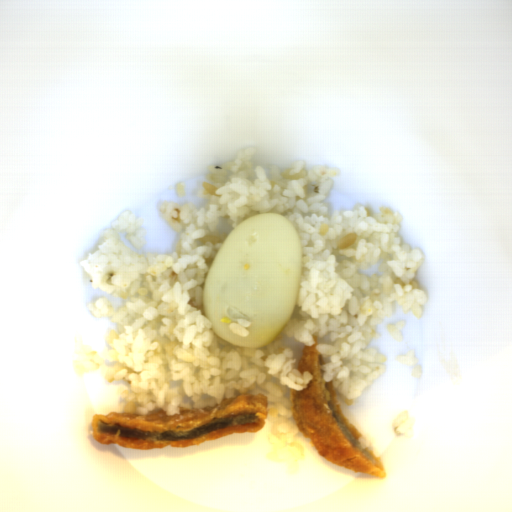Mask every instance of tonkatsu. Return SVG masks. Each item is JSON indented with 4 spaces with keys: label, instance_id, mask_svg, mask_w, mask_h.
I'll return each instance as SVG.
<instances>
[{
    "label": "tonkatsu",
    "instance_id": "d4beea91",
    "mask_svg": "<svg viewBox=\"0 0 512 512\" xmlns=\"http://www.w3.org/2000/svg\"><path fill=\"white\" fill-rule=\"evenodd\" d=\"M269 419L268 397L241 393L214 407L184 410L167 415L162 409L151 415H126L118 411L95 414L91 437L103 445L127 449H187L204 441L231 434L255 433Z\"/></svg>",
    "mask_w": 512,
    "mask_h": 512
},
{
    "label": "tonkatsu",
    "instance_id": "3a3dc1c2",
    "mask_svg": "<svg viewBox=\"0 0 512 512\" xmlns=\"http://www.w3.org/2000/svg\"><path fill=\"white\" fill-rule=\"evenodd\" d=\"M315 344L303 346L297 369L303 375L309 371L312 379L307 388L290 389L289 399L295 424L303 437L310 439L318 455L348 468L355 473H366L387 478L384 463L362 433L344 414L337 398L333 380H323L322 365L326 364Z\"/></svg>",
    "mask_w": 512,
    "mask_h": 512
}]
</instances>
